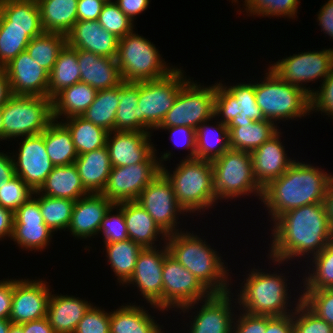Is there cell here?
<instances>
[{"label":"cell","mask_w":333,"mask_h":333,"mask_svg":"<svg viewBox=\"0 0 333 333\" xmlns=\"http://www.w3.org/2000/svg\"><path fill=\"white\" fill-rule=\"evenodd\" d=\"M3 140L41 134L53 121L52 99L12 95L1 107Z\"/></svg>","instance_id":"9"},{"label":"cell","mask_w":333,"mask_h":333,"mask_svg":"<svg viewBox=\"0 0 333 333\" xmlns=\"http://www.w3.org/2000/svg\"><path fill=\"white\" fill-rule=\"evenodd\" d=\"M114 203L101 193H89L75 201L69 230L78 239H91L98 234L102 219Z\"/></svg>","instance_id":"24"},{"label":"cell","mask_w":333,"mask_h":333,"mask_svg":"<svg viewBox=\"0 0 333 333\" xmlns=\"http://www.w3.org/2000/svg\"><path fill=\"white\" fill-rule=\"evenodd\" d=\"M120 91L121 84L111 89L98 90L94 102L81 117L108 132L114 131Z\"/></svg>","instance_id":"42"},{"label":"cell","mask_w":333,"mask_h":333,"mask_svg":"<svg viewBox=\"0 0 333 333\" xmlns=\"http://www.w3.org/2000/svg\"><path fill=\"white\" fill-rule=\"evenodd\" d=\"M167 130L170 132V139L175 147H185L190 153L184 159L196 158V134L195 129L187 126L158 127L157 130ZM178 140V141H177ZM180 140V141H179Z\"/></svg>","instance_id":"56"},{"label":"cell","mask_w":333,"mask_h":333,"mask_svg":"<svg viewBox=\"0 0 333 333\" xmlns=\"http://www.w3.org/2000/svg\"><path fill=\"white\" fill-rule=\"evenodd\" d=\"M0 152V185L16 176L11 154Z\"/></svg>","instance_id":"64"},{"label":"cell","mask_w":333,"mask_h":333,"mask_svg":"<svg viewBox=\"0 0 333 333\" xmlns=\"http://www.w3.org/2000/svg\"><path fill=\"white\" fill-rule=\"evenodd\" d=\"M239 313L234 317L232 333H265L266 316L250 315L244 311Z\"/></svg>","instance_id":"57"},{"label":"cell","mask_w":333,"mask_h":333,"mask_svg":"<svg viewBox=\"0 0 333 333\" xmlns=\"http://www.w3.org/2000/svg\"><path fill=\"white\" fill-rule=\"evenodd\" d=\"M3 69L7 74L12 95L48 98L49 72L31 59L26 50Z\"/></svg>","instance_id":"21"},{"label":"cell","mask_w":333,"mask_h":333,"mask_svg":"<svg viewBox=\"0 0 333 333\" xmlns=\"http://www.w3.org/2000/svg\"><path fill=\"white\" fill-rule=\"evenodd\" d=\"M105 0H78L77 21H97Z\"/></svg>","instance_id":"58"},{"label":"cell","mask_w":333,"mask_h":333,"mask_svg":"<svg viewBox=\"0 0 333 333\" xmlns=\"http://www.w3.org/2000/svg\"><path fill=\"white\" fill-rule=\"evenodd\" d=\"M71 133L78 155L106 146L108 131L81 116L61 119Z\"/></svg>","instance_id":"41"},{"label":"cell","mask_w":333,"mask_h":333,"mask_svg":"<svg viewBox=\"0 0 333 333\" xmlns=\"http://www.w3.org/2000/svg\"><path fill=\"white\" fill-rule=\"evenodd\" d=\"M11 240L21 249L27 251H43L50 244L52 231L45 224L41 215L39 202L31 197L14 213Z\"/></svg>","instance_id":"20"},{"label":"cell","mask_w":333,"mask_h":333,"mask_svg":"<svg viewBox=\"0 0 333 333\" xmlns=\"http://www.w3.org/2000/svg\"><path fill=\"white\" fill-rule=\"evenodd\" d=\"M13 212L9 209L3 208L0 205V241L6 239V237H12L13 232Z\"/></svg>","instance_id":"63"},{"label":"cell","mask_w":333,"mask_h":333,"mask_svg":"<svg viewBox=\"0 0 333 333\" xmlns=\"http://www.w3.org/2000/svg\"><path fill=\"white\" fill-rule=\"evenodd\" d=\"M74 164L84 188L89 193H101L112 169L107 146L78 155Z\"/></svg>","instance_id":"31"},{"label":"cell","mask_w":333,"mask_h":333,"mask_svg":"<svg viewBox=\"0 0 333 333\" xmlns=\"http://www.w3.org/2000/svg\"><path fill=\"white\" fill-rule=\"evenodd\" d=\"M67 44L109 58H116L119 38L101 27L98 21H77L66 36Z\"/></svg>","instance_id":"26"},{"label":"cell","mask_w":333,"mask_h":333,"mask_svg":"<svg viewBox=\"0 0 333 333\" xmlns=\"http://www.w3.org/2000/svg\"><path fill=\"white\" fill-rule=\"evenodd\" d=\"M78 82H81V74L77 49L66 44L49 73L48 98L52 99L61 90Z\"/></svg>","instance_id":"40"},{"label":"cell","mask_w":333,"mask_h":333,"mask_svg":"<svg viewBox=\"0 0 333 333\" xmlns=\"http://www.w3.org/2000/svg\"><path fill=\"white\" fill-rule=\"evenodd\" d=\"M92 305L79 297L51 293L46 317L55 333H74L78 323Z\"/></svg>","instance_id":"28"},{"label":"cell","mask_w":333,"mask_h":333,"mask_svg":"<svg viewBox=\"0 0 333 333\" xmlns=\"http://www.w3.org/2000/svg\"><path fill=\"white\" fill-rule=\"evenodd\" d=\"M47 154L54 166L70 165L78 157L72 136L62 121L53 120L44 130Z\"/></svg>","instance_id":"38"},{"label":"cell","mask_w":333,"mask_h":333,"mask_svg":"<svg viewBox=\"0 0 333 333\" xmlns=\"http://www.w3.org/2000/svg\"><path fill=\"white\" fill-rule=\"evenodd\" d=\"M43 30L67 36L77 22L78 0H37Z\"/></svg>","instance_id":"34"},{"label":"cell","mask_w":333,"mask_h":333,"mask_svg":"<svg viewBox=\"0 0 333 333\" xmlns=\"http://www.w3.org/2000/svg\"><path fill=\"white\" fill-rule=\"evenodd\" d=\"M103 247L117 282L119 285H125L134 273L138 255L143 247L130 239L104 244Z\"/></svg>","instance_id":"39"},{"label":"cell","mask_w":333,"mask_h":333,"mask_svg":"<svg viewBox=\"0 0 333 333\" xmlns=\"http://www.w3.org/2000/svg\"><path fill=\"white\" fill-rule=\"evenodd\" d=\"M115 209L116 213L113 212ZM99 233L103 235L104 244L129 239L123 213V202L116 203L110 207L102 219L98 234Z\"/></svg>","instance_id":"50"},{"label":"cell","mask_w":333,"mask_h":333,"mask_svg":"<svg viewBox=\"0 0 333 333\" xmlns=\"http://www.w3.org/2000/svg\"><path fill=\"white\" fill-rule=\"evenodd\" d=\"M0 28L29 29L31 38L43 34L37 0H0Z\"/></svg>","instance_id":"30"},{"label":"cell","mask_w":333,"mask_h":333,"mask_svg":"<svg viewBox=\"0 0 333 333\" xmlns=\"http://www.w3.org/2000/svg\"><path fill=\"white\" fill-rule=\"evenodd\" d=\"M320 86L318 90H313L310 96L311 113L320 111L333 119V69Z\"/></svg>","instance_id":"55"},{"label":"cell","mask_w":333,"mask_h":333,"mask_svg":"<svg viewBox=\"0 0 333 333\" xmlns=\"http://www.w3.org/2000/svg\"><path fill=\"white\" fill-rule=\"evenodd\" d=\"M317 22L321 31L333 39V0H328L317 14Z\"/></svg>","instance_id":"62"},{"label":"cell","mask_w":333,"mask_h":333,"mask_svg":"<svg viewBox=\"0 0 333 333\" xmlns=\"http://www.w3.org/2000/svg\"><path fill=\"white\" fill-rule=\"evenodd\" d=\"M283 81L298 86L310 96L314 88H306V83L321 78L323 82L333 69V49L307 51L282 58L269 66Z\"/></svg>","instance_id":"15"},{"label":"cell","mask_w":333,"mask_h":333,"mask_svg":"<svg viewBox=\"0 0 333 333\" xmlns=\"http://www.w3.org/2000/svg\"><path fill=\"white\" fill-rule=\"evenodd\" d=\"M162 173L171 182L177 202L185 213L192 215L196 211L201 213V210L204 213L218 203L210 161L182 159L174 171H169L163 165Z\"/></svg>","instance_id":"5"},{"label":"cell","mask_w":333,"mask_h":333,"mask_svg":"<svg viewBox=\"0 0 333 333\" xmlns=\"http://www.w3.org/2000/svg\"><path fill=\"white\" fill-rule=\"evenodd\" d=\"M155 44L134 33L119 39L116 62L122 82L157 80L167 76L176 67L168 66Z\"/></svg>","instance_id":"7"},{"label":"cell","mask_w":333,"mask_h":333,"mask_svg":"<svg viewBox=\"0 0 333 333\" xmlns=\"http://www.w3.org/2000/svg\"><path fill=\"white\" fill-rule=\"evenodd\" d=\"M37 192L49 197L73 201L89 194L81 182L74 163L55 166Z\"/></svg>","instance_id":"32"},{"label":"cell","mask_w":333,"mask_h":333,"mask_svg":"<svg viewBox=\"0 0 333 333\" xmlns=\"http://www.w3.org/2000/svg\"><path fill=\"white\" fill-rule=\"evenodd\" d=\"M97 21L101 27L119 39L134 29V23L120 10L115 1H106Z\"/></svg>","instance_id":"49"},{"label":"cell","mask_w":333,"mask_h":333,"mask_svg":"<svg viewBox=\"0 0 333 333\" xmlns=\"http://www.w3.org/2000/svg\"><path fill=\"white\" fill-rule=\"evenodd\" d=\"M294 333H333V327L314 314L302 301L293 312Z\"/></svg>","instance_id":"53"},{"label":"cell","mask_w":333,"mask_h":333,"mask_svg":"<svg viewBox=\"0 0 333 333\" xmlns=\"http://www.w3.org/2000/svg\"><path fill=\"white\" fill-rule=\"evenodd\" d=\"M188 78L159 127L187 126L196 129L202 122L216 119V83L204 87Z\"/></svg>","instance_id":"12"},{"label":"cell","mask_w":333,"mask_h":333,"mask_svg":"<svg viewBox=\"0 0 333 333\" xmlns=\"http://www.w3.org/2000/svg\"><path fill=\"white\" fill-rule=\"evenodd\" d=\"M309 260L312 268L302 279L303 290L333 289V241Z\"/></svg>","instance_id":"46"},{"label":"cell","mask_w":333,"mask_h":333,"mask_svg":"<svg viewBox=\"0 0 333 333\" xmlns=\"http://www.w3.org/2000/svg\"><path fill=\"white\" fill-rule=\"evenodd\" d=\"M8 333H23V323L12 324Z\"/></svg>","instance_id":"69"},{"label":"cell","mask_w":333,"mask_h":333,"mask_svg":"<svg viewBox=\"0 0 333 333\" xmlns=\"http://www.w3.org/2000/svg\"><path fill=\"white\" fill-rule=\"evenodd\" d=\"M279 130L268 141L251 152L253 173L258 184L264 188L279 178L296 160L288 157L280 139Z\"/></svg>","instance_id":"25"},{"label":"cell","mask_w":333,"mask_h":333,"mask_svg":"<svg viewBox=\"0 0 333 333\" xmlns=\"http://www.w3.org/2000/svg\"><path fill=\"white\" fill-rule=\"evenodd\" d=\"M202 122L196 129V159L214 161L222 156L229 148V130L227 124L219 120L211 125L209 121ZM210 124V125H209Z\"/></svg>","instance_id":"36"},{"label":"cell","mask_w":333,"mask_h":333,"mask_svg":"<svg viewBox=\"0 0 333 333\" xmlns=\"http://www.w3.org/2000/svg\"><path fill=\"white\" fill-rule=\"evenodd\" d=\"M312 165L297 160L263 188L261 202L270 222L289 210L323 202L331 174Z\"/></svg>","instance_id":"2"},{"label":"cell","mask_w":333,"mask_h":333,"mask_svg":"<svg viewBox=\"0 0 333 333\" xmlns=\"http://www.w3.org/2000/svg\"><path fill=\"white\" fill-rule=\"evenodd\" d=\"M265 77L254 82L255 98L264 118L275 125L280 120H295L311 113L310 95L298 86L283 81L267 68Z\"/></svg>","instance_id":"6"},{"label":"cell","mask_w":333,"mask_h":333,"mask_svg":"<svg viewBox=\"0 0 333 333\" xmlns=\"http://www.w3.org/2000/svg\"><path fill=\"white\" fill-rule=\"evenodd\" d=\"M211 163L216 201L251 194L261 200L263 188L255 179L251 152L229 149Z\"/></svg>","instance_id":"8"},{"label":"cell","mask_w":333,"mask_h":333,"mask_svg":"<svg viewBox=\"0 0 333 333\" xmlns=\"http://www.w3.org/2000/svg\"><path fill=\"white\" fill-rule=\"evenodd\" d=\"M156 153L155 151L143 163L112 167L101 194L114 204L136 201L142 190L160 175L163 162L171 157L170 151L164 152L160 158L156 156Z\"/></svg>","instance_id":"11"},{"label":"cell","mask_w":333,"mask_h":333,"mask_svg":"<svg viewBox=\"0 0 333 333\" xmlns=\"http://www.w3.org/2000/svg\"><path fill=\"white\" fill-rule=\"evenodd\" d=\"M42 279H13V298L9 320L13 324L39 320L47 316V305L52 293Z\"/></svg>","instance_id":"19"},{"label":"cell","mask_w":333,"mask_h":333,"mask_svg":"<svg viewBox=\"0 0 333 333\" xmlns=\"http://www.w3.org/2000/svg\"><path fill=\"white\" fill-rule=\"evenodd\" d=\"M33 197L39 202L44 222L53 234L55 231H65L69 227L75 201L49 197L37 191H34Z\"/></svg>","instance_id":"45"},{"label":"cell","mask_w":333,"mask_h":333,"mask_svg":"<svg viewBox=\"0 0 333 333\" xmlns=\"http://www.w3.org/2000/svg\"><path fill=\"white\" fill-rule=\"evenodd\" d=\"M166 244L169 254L188 269L212 294L230 292L232 287H229V280L231 281L232 277L229 275L228 266L225 267L222 256L206 240H202L193 231L190 233L181 229L179 232L169 234Z\"/></svg>","instance_id":"3"},{"label":"cell","mask_w":333,"mask_h":333,"mask_svg":"<svg viewBox=\"0 0 333 333\" xmlns=\"http://www.w3.org/2000/svg\"><path fill=\"white\" fill-rule=\"evenodd\" d=\"M3 140V119H2V111L0 107V141Z\"/></svg>","instance_id":"70"},{"label":"cell","mask_w":333,"mask_h":333,"mask_svg":"<svg viewBox=\"0 0 333 333\" xmlns=\"http://www.w3.org/2000/svg\"><path fill=\"white\" fill-rule=\"evenodd\" d=\"M12 96L10 83L3 68H0V107H2Z\"/></svg>","instance_id":"67"},{"label":"cell","mask_w":333,"mask_h":333,"mask_svg":"<svg viewBox=\"0 0 333 333\" xmlns=\"http://www.w3.org/2000/svg\"><path fill=\"white\" fill-rule=\"evenodd\" d=\"M280 274V275H279ZM266 273L262 269H251L246 280L241 283V290H238V297L234 303L239 304L238 311H244L250 315L262 316H286L293 314L295 308L302 301L299 295L296 305L292 310V302H289L291 295L288 293V284L285 273ZM290 295V296H289ZM291 307V310L288 307ZM292 311V312H291Z\"/></svg>","instance_id":"4"},{"label":"cell","mask_w":333,"mask_h":333,"mask_svg":"<svg viewBox=\"0 0 333 333\" xmlns=\"http://www.w3.org/2000/svg\"><path fill=\"white\" fill-rule=\"evenodd\" d=\"M272 223L268 255L279 266L295 257L312 258L333 241L323 202L289 210Z\"/></svg>","instance_id":"1"},{"label":"cell","mask_w":333,"mask_h":333,"mask_svg":"<svg viewBox=\"0 0 333 333\" xmlns=\"http://www.w3.org/2000/svg\"><path fill=\"white\" fill-rule=\"evenodd\" d=\"M12 324L9 319H0V333H8Z\"/></svg>","instance_id":"68"},{"label":"cell","mask_w":333,"mask_h":333,"mask_svg":"<svg viewBox=\"0 0 333 333\" xmlns=\"http://www.w3.org/2000/svg\"><path fill=\"white\" fill-rule=\"evenodd\" d=\"M120 10L133 22L136 15L147 10L150 0H114Z\"/></svg>","instance_id":"61"},{"label":"cell","mask_w":333,"mask_h":333,"mask_svg":"<svg viewBox=\"0 0 333 333\" xmlns=\"http://www.w3.org/2000/svg\"><path fill=\"white\" fill-rule=\"evenodd\" d=\"M123 213L130 240L143 248H156L154 244L160 236L166 242L168 235L137 201H124Z\"/></svg>","instance_id":"29"},{"label":"cell","mask_w":333,"mask_h":333,"mask_svg":"<svg viewBox=\"0 0 333 333\" xmlns=\"http://www.w3.org/2000/svg\"><path fill=\"white\" fill-rule=\"evenodd\" d=\"M233 294L231 291L212 294L209 298L197 302L202 305L199 311L195 310L188 333H232L235 316L231 303Z\"/></svg>","instance_id":"23"},{"label":"cell","mask_w":333,"mask_h":333,"mask_svg":"<svg viewBox=\"0 0 333 333\" xmlns=\"http://www.w3.org/2000/svg\"><path fill=\"white\" fill-rule=\"evenodd\" d=\"M23 333H55L47 317L23 323Z\"/></svg>","instance_id":"65"},{"label":"cell","mask_w":333,"mask_h":333,"mask_svg":"<svg viewBox=\"0 0 333 333\" xmlns=\"http://www.w3.org/2000/svg\"><path fill=\"white\" fill-rule=\"evenodd\" d=\"M152 133L139 131H112L106 146L112 167L130 166L145 162L156 150ZM113 135V136H112ZM153 143V144H152Z\"/></svg>","instance_id":"22"},{"label":"cell","mask_w":333,"mask_h":333,"mask_svg":"<svg viewBox=\"0 0 333 333\" xmlns=\"http://www.w3.org/2000/svg\"><path fill=\"white\" fill-rule=\"evenodd\" d=\"M136 201L167 235L179 232L178 217L185 211L177 202L171 182L162 172L142 190Z\"/></svg>","instance_id":"16"},{"label":"cell","mask_w":333,"mask_h":333,"mask_svg":"<svg viewBox=\"0 0 333 333\" xmlns=\"http://www.w3.org/2000/svg\"><path fill=\"white\" fill-rule=\"evenodd\" d=\"M139 81L122 82L119 106L116 111V131L150 132L139 122Z\"/></svg>","instance_id":"43"},{"label":"cell","mask_w":333,"mask_h":333,"mask_svg":"<svg viewBox=\"0 0 333 333\" xmlns=\"http://www.w3.org/2000/svg\"><path fill=\"white\" fill-rule=\"evenodd\" d=\"M228 130L230 149L252 152L273 137L279 131V127L265 119L244 123L238 127H228Z\"/></svg>","instance_id":"37"},{"label":"cell","mask_w":333,"mask_h":333,"mask_svg":"<svg viewBox=\"0 0 333 333\" xmlns=\"http://www.w3.org/2000/svg\"><path fill=\"white\" fill-rule=\"evenodd\" d=\"M148 311L135 303L120 306L110 312V333H160L163 326Z\"/></svg>","instance_id":"33"},{"label":"cell","mask_w":333,"mask_h":333,"mask_svg":"<svg viewBox=\"0 0 333 333\" xmlns=\"http://www.w3.org/2000/svg\"><path fill=\"white\" fill-rule=\"evenodd\" d=\"M301 291L302 302L333 327V289Z\"/></svg>","instance_id":"52"},{"label":"cell","mask_w":333,"mask_h":333,"mask_svg":"<svg viewBox=\"0 0 333 333\" xmlns=\"http://www.w3.org/2000/svg\"><path fill=\"white\" fill-rule=\"evenodd\" d=\"M163 246V247H162ZM159 248H143L139 253L135 270L126 286L133 284L142 297L150 303L151 308L163 310V264L165 256L169 253L166 242ZM158 249V250H157ZM129 283V284H128Z\"/></svg>","instance_id":"17"},{"label":"cell","mask_w":333,"mask_h":333,"mask_svg":"<svg viewBox=\"0 0 333 333\" xmlns=\"http://www.w3.org/2000/svg\"><path fill=\"white\" fill-rule=\"evenodd\" d=\"M163 310L187 313L212 293L169 253L163 264ZM171 308V309H170Z\"/></svg>","instance_id":"13"},{"label":"cell","mask_w":333,"mask_h":333,"mask_svg":"<svg viewBox=\"0 0 333 333\" xmlns=\"http://www.w3.org/2000/svg\"><path fill=\"white\" fill-rule=\"evenodd\" d=\"M31 39L29 29L0 28V68L25 51Z\"/></svg>","instance_id":"48"},{"label":"cell","mask_w":333,"mask_h":333,"mask_svg":"<svg viewBox=\"0 0 333 333\" xmlns=\"http://www.w3.org/2000/svg\"><path fill=\"white\" fill-rule=\"evenodd\" d=\"M21 139L19 153L12 154L15 174L33 191H37L55 166L46 151L44 131Z\"/></svg>","instance_id":"18"},{"label":"cell","mask_w":333,"mask_h":333,"mask_svg":"<svg viewBox=\"0 0 333 333\" xmlns=\"http://www.w3.org/2000/svg\"><path fill=\"white\" fill-rule=\"evenodd\" d=\"M74 333H110V312L92 305L78 323Z\"/></svg>","instance_id":"54"},{"label":"cell","mask_w":333,"mask_h":333,"mask_svg":"<svg viewBox=\"0 0 333 333\" xmlns=\"http://www.w3.org/2000/svg\"><path fill=\"white\" fill-rule=\"evenodd\" d=\"M181 68L157 80L139 81V122L149 131L156 130L172 108L181 87L189 80Z\"/></svg>","instance_id":"10"},{"label":"cell","mask_w":333,"mask_h":333,"mask_svg":"<svg viewBox=\"0 0 333 333\" xmlns=\"http://www.w3.org/2000/svg\"><path fill=\"white\" fill-rule=\"evenodd\" d=\"M323 204L330 227L333 229V174L330 176Z\"/></svg>","instance_id":"66"},{"label":"cell","mask_w":333,"mask_h":333,"mask_svg":"<svg viewBox=\"0 0 333 333\" xmlns=\"http://www.w3.org/2000/svg\"><path fill=\"white\" fill-rule=\"evenodd\" d=\"M97 92L98 90L83 82L61 90L52 98L53 120L81 116L94 102Z\"/></svg>","instance_id":"35"},{"label":"cell","mask_w":333,"mask_h":333,"mask_svg":"<svg viewBox=\"0 0 333 333\" xmlns=\"http://www.w3.org/2000/svg\"><path fill=\"white\" fill-rule=\"evenodd\" d=\"M81 82L96 90L111 89L122 83L116 58L77 49Z\"/></svg>","instance_id":"27"},{"label":"cell","mask_w":333,"mask_h":333,"mask_svg":"<svg viewBox=\"0 0 333 333\" xmlns=\"http://www.w3.org/2000/svg\"><path fill=\"white\" fill-rule=\"evenodd\" d=\"M227 127H238L244 123L265 120L257 105L254 83L240 82L226 86L216 82L215 118Z\"/></svg>","instance_id":"14"},{"label":"cell","mask_w":333,"mask_h":333,"mask_svg":"<svg viewBox=\"0 0 333 333\" xmlns=\"http://www.w3.org/2000/svg\"><path fill=\"white\" fill-rule=\"evenodd\" d=\"M13 298V278L0 280V319H9Z\"/></svg>","instance_id":"59"},{"label":"cell","mask_w":333,"mask_h":333,"mask_svg":"<svg viewBox=\"0 0 333 333\" xmlns=\"http://www.w3.org/2000/svg\"><path fill=\"white\" fill-rule=\"evenodd\" d=\"M34 191L19 177L4 180L0 185V205L13 213L32 196Z\"/></svg>","instance_id":"51"},{"label":"cell","mask_w":333,"mask_h":333,"mask_svg":"<svg viewBox=\"0 0 333 333\" xmlns=\"http://www.w3.org/2000/svg\"><path fill=\"white\" fill-rule=\"evenodd\" d=\"M244 10L248 16L280 17L295 19L300 0H244ZM262 15V16H261Z\"/></svg>","instance_id":"47"},{"label":"cell","mask_w":333,"mask_h":333,"mask_svg":"<svg viewBox=\"0 0 333 333\" xmlns=\"http://www.w3.org/2000/svg\"><path fill=\"white\" fill-rule=\"evenodd\" d=\"M265 333H294L293 314L286 316H266Z\"/></svg>","instance_id":"60"},{"label":"cell","mask_w":333,"mask_h":333,"mask_svg":"<svg viewBox=\"0 0 333 333\" xmlns=\"http://www.w3.org/2000/svg\"><path fill=\"white\" fill-rule=\"evenodd\" d=\"M66 44L67 37L65 35L44 32L32 38L25 50L31 59L50 73L60 51Z\"/></svg>","instance_id":"44"}]
</instances>
